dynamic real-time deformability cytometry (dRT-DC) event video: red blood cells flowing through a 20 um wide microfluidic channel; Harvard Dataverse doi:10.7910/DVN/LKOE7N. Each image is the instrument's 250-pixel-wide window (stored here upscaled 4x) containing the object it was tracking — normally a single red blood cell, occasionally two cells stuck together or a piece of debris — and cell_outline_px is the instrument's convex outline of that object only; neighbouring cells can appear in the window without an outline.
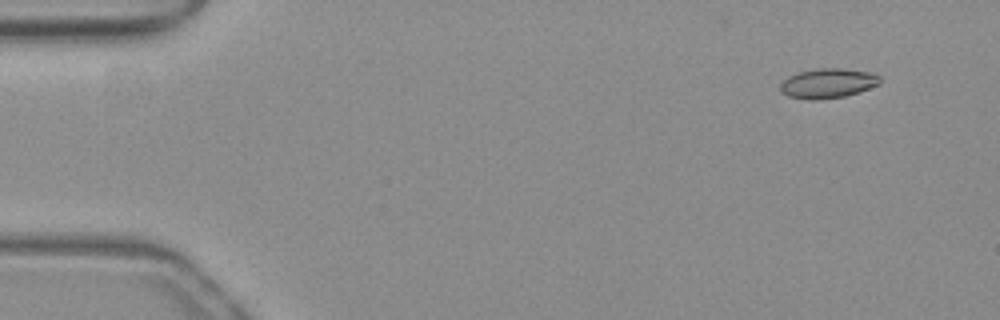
{"species": "common noctule bat (a hibernating species)", "species_latin": "Nyctalus noctula", "temperature_condition": "warm", "stored_images_in_passage": 47, "camera_frame_rate_fps": 3000, "um_per_image_px": 0.085, "animal": {"sex": "female", "body_mass_g": 19.3, "forearm_length_mm": 54.1}, "frame": {"image": 1, "passage_image": 3, "time_ms": 0.667, "image_size_px": [1000, 320], "cell_outline_px": [[880, 84], [844, 96], [820, 100], [808, 100], [788, 96], [780, 92], [780, 84], [788, 76], [800, 72], [820, 68], [840, 68], [872, 72], [880, 76]], "centroid_in_image_um": [70.35, 7.08], "position_along_channel_um": 14.7, "area_um2": 17.22}}